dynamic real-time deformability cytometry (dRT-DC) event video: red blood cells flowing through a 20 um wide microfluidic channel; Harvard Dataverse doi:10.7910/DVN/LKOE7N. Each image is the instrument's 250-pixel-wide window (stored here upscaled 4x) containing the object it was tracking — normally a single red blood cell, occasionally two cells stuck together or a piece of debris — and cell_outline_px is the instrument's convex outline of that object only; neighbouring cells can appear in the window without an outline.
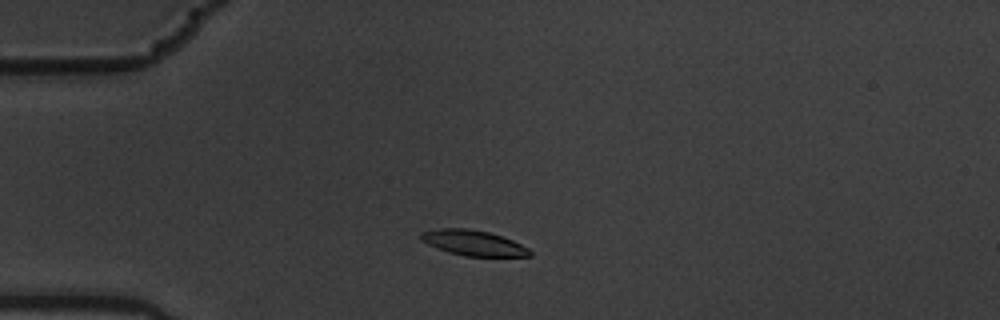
{"species": "common noctule bat (a hibernating species)", "species_latin": "Nyctalus noctula", "temperature_condition": "warm", "stored_images_in_passage": 5, "camera_frame_rate_fps": 3000, "um_per_image_px": 0.085, "animal": {"sex": "male", "body_mass_g": 19.5, "forearm_length_mm": 54.6}, "frame": {"image": 1, "passage_image": 2, "time_ms": 0.333, "image_size_px": [1000, 320], "cell_outline_px": [[532, 256], [464, 256], [448, 252], [436, 248], [420, 240], [420, 232], [436, 228], [468, 228], [488, 232], [512, 240], [528, 248], [532, 252]], "centroid_in_image_um": [40.19, 20.64], "position_along_channel_um": 44.8, "area_um2": 16.13}}
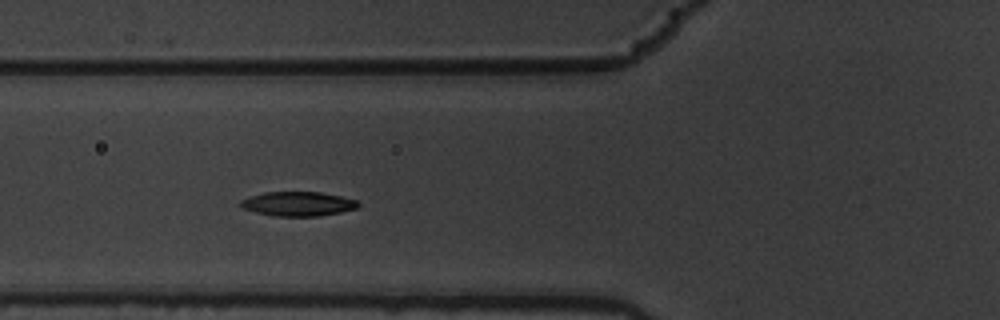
{"frame": {"image": 2, "passage_image": 4, "time_ms": 1.0, "image_size_px": [1000, 320], "cell_outline_px": [[360, 204], [356, 208], [340, 212], [320, 216], [272, 216], [240, 208], [236, 204], [240, 200], [248, 196], [264, 192], [320, 192], [340, 196], [356, 200]], "centroid_in_image_um": [25.24, 17.32], "position_along_channel_um": 100.6, "area_um2": 16.88}}
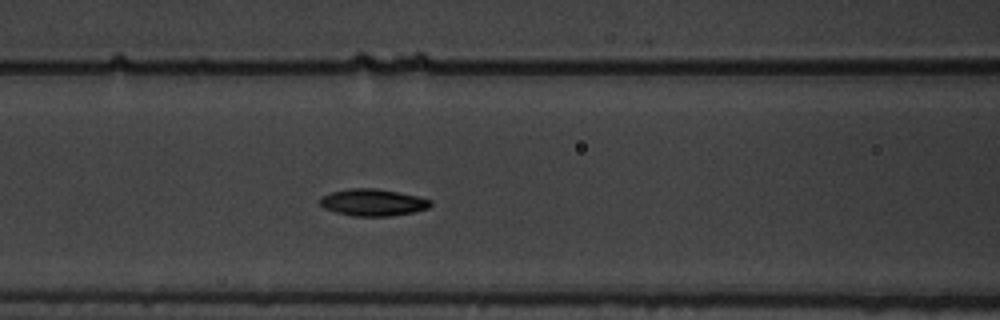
{"frame": {"image": 3, "passage_image": 5, "time_ms": 1.333, "image_size_px": [1000, 320], "cell_outline_px": [[432, 204], [428, 208], [412, 212], [392, 216], [352, 216], [336, 212], [324, 208], [320, 204], [320, 200], [324, 196], [332, 192], [348, 188], [376, 188], [416, 196], [432, 200]], "centroid_in_image_um": [31.7, 17.21], "position_along_channel_um": 134.9, "area_um2": 17.17}}